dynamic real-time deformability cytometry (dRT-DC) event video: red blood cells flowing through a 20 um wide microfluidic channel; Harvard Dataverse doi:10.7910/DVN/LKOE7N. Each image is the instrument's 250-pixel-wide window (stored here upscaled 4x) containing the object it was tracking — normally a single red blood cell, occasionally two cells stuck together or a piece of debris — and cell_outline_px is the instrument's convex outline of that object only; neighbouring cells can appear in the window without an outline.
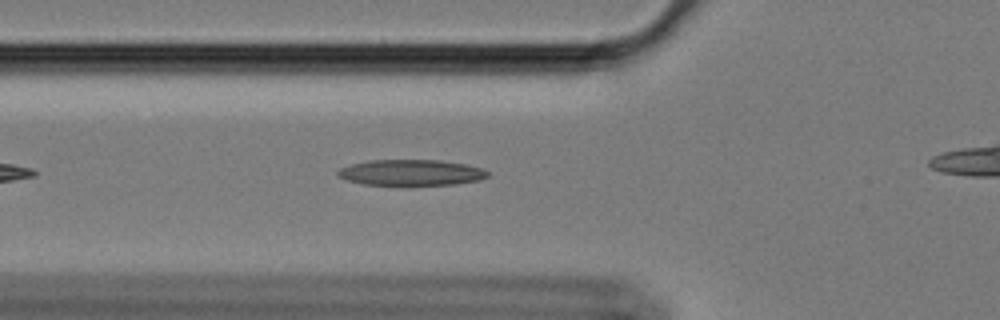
{"species": "Egyptian fruit bat (a non-hibernating species)", "species_latin": "Rousettus aegyptiacus", "temperature_condition": "cold", "stored_images_in_passage": 29, "camera_frame_rate_fps": 3000, "um_per_image_px": 0.085, "animal": {"sex": "female"}, "frame": {"image": 1, "passage_image": 7, "time_ms": 2.0, "image_size_px": [1000, 320], "cell_outline_px": [[488, 176], [480, 180], [456, 184], [364, 184], [348, 180], [336, 176], [336, 172], [340, 168], [352, 164], [368, 160], [440, 160], [464, 164], [484, 168], [488, 172]], "centroid_in_image_um": [34.95, 14.65], "position_along_channel_um": 90.8, "area_um2": 22.37}}
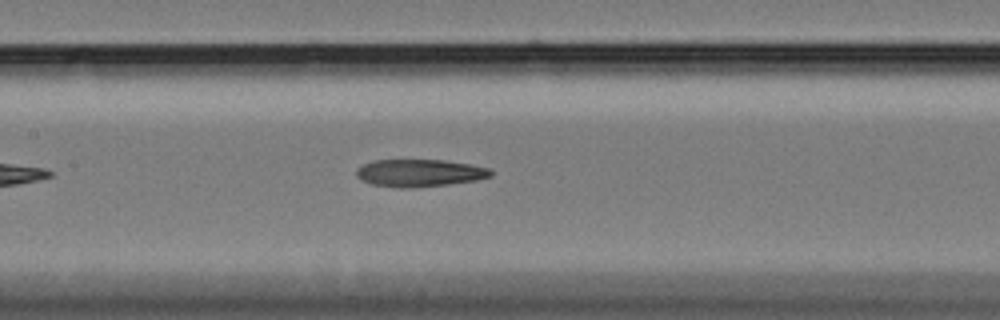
{"frame": {"image": 2, "passage_image": 14, "time_ms": 4.333, "image_size_px": [1000, 320], "cell_outline_px": [[492, 176], [476, 180], [448, 184], [408, 188], [400, 188], [372, 184], [356, 176], [356, 168], [372, 160], [444, 160], [468, 164], [488, 168], [492, 172]], "centroid_in_image_um": [35.64, 14.7], "position_along_channel_um": 171.8, "area_um2": 21.27}}
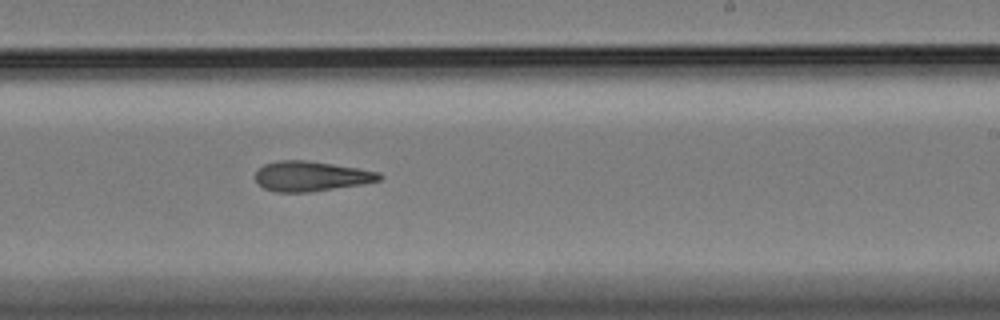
{"frame": {"image": 3, "passage_image": 22, "time_ms": 7.0, "image_size_px": [1000, 320], "cell_outline_px": [[384, 176], [380, 180], [364, 184], [308, 192], [276, 192], [264, 188], [256, 180], [256, 172], [264, 164], [280, 160], [304, 160], [332, 164], [380, 172]], "centroid_in_image_um": [26.46, 14.98], "position_along_channel_um": 262.5, "area_um2": 21.5}}